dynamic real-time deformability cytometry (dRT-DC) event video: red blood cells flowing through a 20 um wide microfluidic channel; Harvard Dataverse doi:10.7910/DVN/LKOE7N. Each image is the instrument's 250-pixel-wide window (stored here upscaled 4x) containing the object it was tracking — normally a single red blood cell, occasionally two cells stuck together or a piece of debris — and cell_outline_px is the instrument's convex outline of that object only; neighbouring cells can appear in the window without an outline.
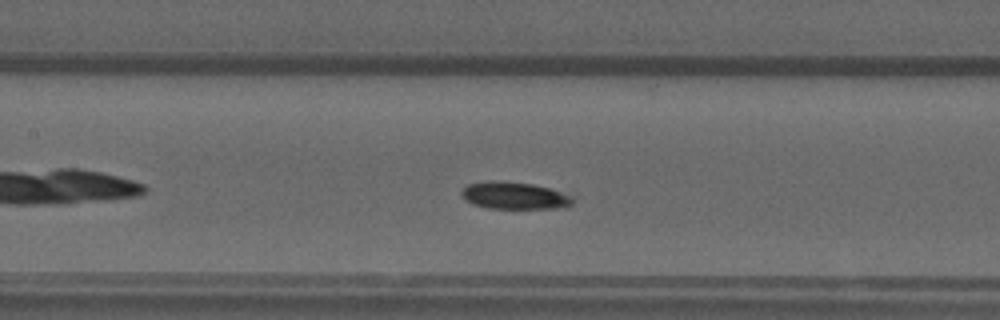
{"species": "common noctule bat (a hibernating species)", "species_latin": "Nyctalus noctula", "temperature_condition": "warm", "stored_images_in_passage": 44, "camera_frame_rate_fps": 3000, "um_per_image_px": 0.085, "animal": {"sex": "male", "forearm_length_mm": 52.5}, "frame": {"image": 1, "passage_image": 14, "time_ms": 4.333, "image_size_px": [1000, 320], "cell_outline_px": [[576, 196], [572, 204], [556, 208], [488, 208], [472, 204], [460, 192], [468, 184], [492, 180], [496, 180], [532, 184], [548, 188]], "centroid_in_image_um": [43.76, 16.62], "position_along_channel_um": 163.6, "area_um2": 17.46}}
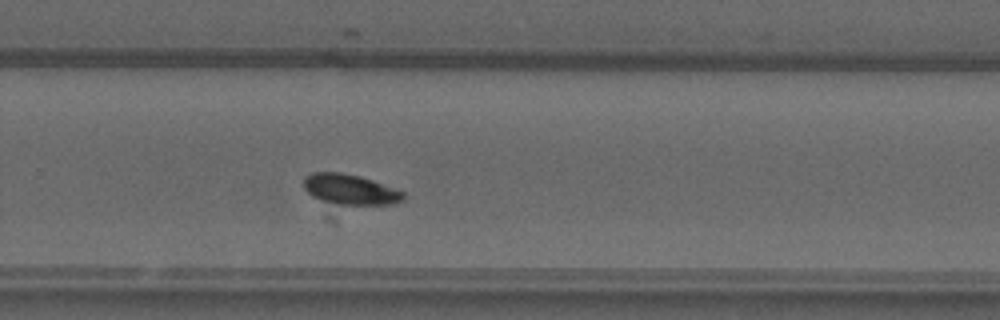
{"frame": {"image": 2, "passage_image": 25, "time_ms": 8.0, "image_size_px": [1000, 320], "cell_outline_px": [[404, 200], [392, 204], [336, 204], [320, 200], [312, 196], [304, 188], [304, 176], [312, 172], [340, 172], [360, 176], [372, 180], [404, 192]], "centroid_in_image_um": [29.73, 16.09], "position_along_channel_um": 300.1, "area_um2": 17.51}}
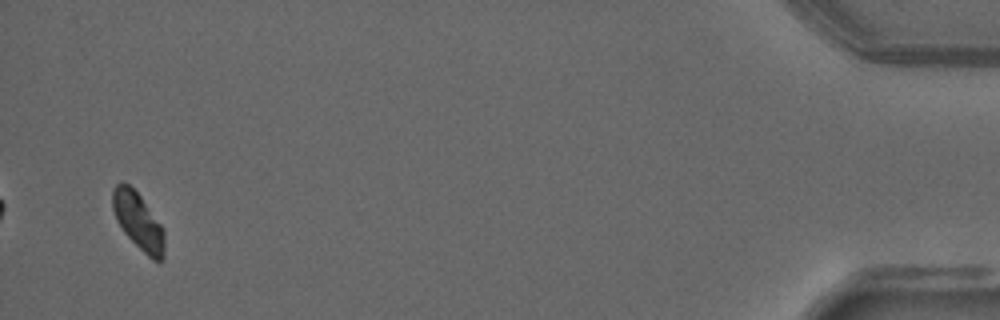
{"frame": {"image": 3, "passage_image": 42, "time_ms": 13.667, "image_size_px": [1000, 320], "cell_outline_px": [[164, 260], [152, 260], [124, 232], [116, 220], [112, 208], [112, 188], [120, 180], [128, 184], [140, 196], [164, 228]], "centroid_in_image_um": [11.74, 18.77], "position_along_channel_um": 423.5, "area_um2": 17.17}, "authors_computed_cell_mechanics": {"area_um2": 17.4845, "velocity_mm_per_s": 3.7304, "shape_relaxation_time_tau1_ms": 7.5604, "shape_relaxation_time_tau2_ms": null, "deformation_change_tau1": 0.1844, "deformation_change_tau2": null}}